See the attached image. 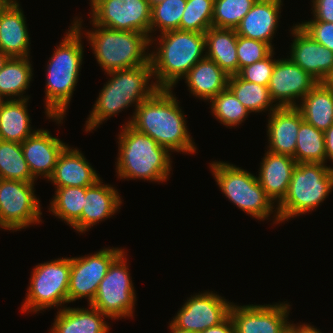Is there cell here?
<instances>
[{
  "instance_id": "obj_10",
  "label": "cell",
  "mask_w": 333,
  "mask_h": 333,
  "mask_svg": "<svg viewBox=\"0 0 333 333\" xmlns=\"http://www.w3.org/2000/svg\"><path fill=\"white\" fill-rule=\"evenodd\" d=\"M125 249L112 261L99 283L94 300L89 304L109 319L133 317L136 290L127 266Z\"/></svg>"
},
{
  "instance_id": "obj_29",
  "label": "cell",
  "mask_w": 333,
  "mask_h": 333,
  "mask_svg": "<svg viewBox=\"0 0 333 333\" xmlns=\"http://www.w3.org/2000/svg\"><path fill=\"white\" fill-rule=\"evenodd\" d=\"M296 108L307 123L325 132L333 124V89L318 82Z\"/></svg>"
},
{
  "instance_id": "obj_21",
  "label": "cell",
  "mask_w": 333,
  "mask_h": 333,
  "mask_svg": "<svg viewBox=\"0 0 333 333\" xmlns=\"http://www.w3.org/2000/svg\"><path fill=\"white\" fill-rule=\"evenodd\" d=\"M282 0H257L235 29L237 35L268 43L272 40L280 19Z\"/></svg>"
},
{
  "instance_id": "obj_25",
  "label": "cell",
  "mask_w": 333,
  "mask_h": 333,
  "mask_svg": "<svg viewBox=\"0 0 333 333\" xmlns=\"http://www.w3.org/2000/svg\"><path fill=\"white\" fill-rule=\"evenodd\" d=\"M192 96L210 101L228 86L229 75L213 60L205 57L182 78Z\"/></svg>"
},
{
  "instance_id": "obj_44",
  "label": "cell",
  "mask_w": 333,
  "mask_h": 333,
  "mask_svg": "<svg viewBox=\"0 0 333 333\" xmlns=\"http://www.w3.org/2000/svg\"><path fill=\"white\" fill-rule=\"evenodd\" d=\"M326 162L331 160L333 163V124L324 132Z\"/></svg>"
},
{
  "instance_id": "obj_15",
  "label": "cell",
  "mask_w": 333,
  "mask_h": 333,
  "mask_svg": "<svg viewBox=\"0 0 333 333\" xmlns=\"http://www.w3.org/2000/svg\"><path fill=\"white\" fill-rule=\"evenodd\" d=\"M290 305L276 303L266 305L247 304L231 306L230 317L235 333H288Z\"/></svg>"
},
{
  "instance_id": "obj_20",
  "label": "cell",
  "mask_w": 333,
  "mask_h": 333,
  "mask_svg": "<svg viewBox=\"0 0 333 333\" xmlns=\"http://www.w3.org/2000/svg\"><path fill=\"white\" fill-rule=\"evenodd\" d=\"M268 115L267 151L295 159L298 131L304 120L300 111L296 107H278Z\"/></svg>"
},
{
  "instance_id": "obj_39",
  "label": "cell",
  "mask_w": 333,
  "mask_h": 333,
  "mask_svg": "<svg viewBox=\"0 0 333 333\" xmlns=\"http://www.w3.org/2000/svg\"><path fill=\"white\" fill-rule=\"evenodd\" d=\"M273 51L274 48L268 43L238 35L237 57L239 61V70L245 66L263 60Z\"/></svg>"
},
{
  "instance_id": "obj_45",
  "label": "cell",
  "mask_w": 333,
  "mask_h": 333,
  "mask_svg": "<svg viewBox=\"0 0 333 333\" xmlns=\"http://www.w3.org/2000/svg\"><path fill=\"white\" fill-rule=\"evenodd\" d=\"M288 333H322L321 331H319V329H317V327L315 328L313 325L311 326V324H300L296 325V324H290L289 326V330Z\"/></svg>"
},
{
  "instance_id": "obj_7",
  "label": "cell",
  "mask_w": 333,
  "mask_h": 333,
  "mask_svg": "<svg viewBox=\"0 0 333 333\" xmlns=\"http://www.w3.org/2000/svg\"><path fill=\"white\" fill-rule=\"evenodd\" d=\"M333 190V167L322 163H297L288 191L276 205L280 223L314 211Z\"/></svg>"
},
{
  "instance_id": "obj_13",
  "label": "cell",
  "mask_w": 333,
  "mask_h": 333,
  "mask_svg": "<svg viewBox=\"0 0 333 333\" xmlns=\"http://www.w3.org/2000/svg\"><path fill=\"white\" fill-rule=\"evenodd\" d=\"M123 248H103L93 255L72 257L68 288V304L85 298L90 304L109 265Z\"/></svg>"
},
{
  "instance_id": "obj_42",
  "label": "cell",
  "mask_w": 333,
  "mask_h": 333,
  "mask_svg": "<svg viewBox=\"0 0 333 333\" xmlns=\"http://www.w3.org/2000/svg\"><path fill=\"white\" fill-rule=\"evenodd\" d=\"M313 18L310 21L333 23V0H312Z\"/></svg>"
},
{
  "instance_id": "obj_3",
  "label": "cell",
  "mask_w": 333,
  "mask_h": 333,
  "mask_svg": "<svg viewBox=\"0 0 333 333\" xmlns=\"http://www.w3.org/2000/svg\"><path fill=\"white\" fill-rule=\"evenodd\" d=\"M111 76L104 84L85 123V131L92 132L105 120L134 104L150 98L159 88L153 78L152 63L107 73ZM151 80V84H149Z\"/></svg>"
},
{
  "instance_id": "obj_9",
  "label": "cell",
  "mask_w": 333,
  "mask_h": 333,
  "mask_svg": "<svg viewBox=\"0 0 333 333\" xmlns=\"http://www.w3.org/2000/svg\"><path fill=\"white\" fill-rule=\"evenodd\" d=\"M71 257L39 263L32 271L21 312L44 311L68 303ZM63 304V305H62Z\"/></svg>"
},
{
  "instance_id": "obj_30",
  "label": "cell",
  "mask_w": 333,
  "mask_h": 333,
  "mask_svg": "<svg viewBox=\"0 0 333 333\" xmlns=\"http://www.w3.org/2000/svg\"><path fill=\"white\" fill-rule=\"evenodd\" d=\"M30 57H10L0 70V98L2 100L30 99L23 94L29 88L33 76ZM16 97V98H14Z\"/></svg>"
},
{
  "instance_id": "obj_1",
  "label": "cell",
  "mask_w": 333,
  "mask_h": 333,
  "mask_svg": "<svg viewBox=\"0 0 333 333\" xmlns=\"http://www.w3.org/2000/svg\"><path fill=\"white\" fill-rule=\"evenodd\" d=\"M172 89H158L140 103L126 122L171 152L196 153L186 118ZM175 96V97H174Z\"/></svg>"
},
{
  "instance_id": "obj_37",
  "label": "cell",
  "mask_w": 333,
  "mask_h": 333,
  "mask_svg": "<svg viewBox=\"0 0 333 333\" xmlns=\"http://www.w3.org/2000/svg\"><path fill=\"white\" fill-rule=\"evenodd\" d=\"M187 0H164L151 6L150 34L157 29L162 33L180 30V20Z\"/></svg>"
},
{
  "instance_id": "obj_24",
  "label": "cell",
  "mask_w": 333,
  "mask_h": 333,
  "mask_svg": "<svg viewBox=\"0 0 333 333\" xmlns=\"http://www.w3.org/2000/svg\"><path fill=\"white\" fill-rule=\"evenodd\" d=\"M297 162L292 156L267 151L260 162L258 182L275 204L286 196Z\"/></svg>"
},
{
  "instance_id": "obj_49",
  "label": "cell",
  "mask_w": 333,
  "mask_h": 333,
  "mask_svg": "<svg viewBox=\"0 0 333 333\" xmlns=\"http://www.w3.org/2000/svg\"><path fill=\"white\" fill-rule=\"evenodd\" d=\"M13 0H0V15Z\"/></svg>"
},
{
  "instance_id": "obj_40",
  "label": "cell",
  "mask_w": 333,
  "mask_h": 333,
  "mask_svg": "<svg viewBox=\"0 0 333 333\" xmlns=\"http://www.w3.org/2000/svg\"><path fill=\"white\" fill-rule=\"evenodd\" d=\"M274 53L273 51L263 60L241 68L237 75L247 82H253L268 87L277 60L275 58L273 59Z\"/></svg>"
},
{
  "instance_id": "obj_2",
  "label": "cell",
  "mask_w": 333,
  "mask_h": 333,
  "mask_svg": "<svg viewBox=\"0 0 333 333\" xmlns=\"http://www.w3.org/2000/svg\"><path fill=\"white\" fill-rule=\"evenodd\" d=\"M69 28L46 67L45 113L57 124L66 117L84 55L83 34L73 24Z\"/></svg>"
},
{
  "instance_id": "obj_38",
  "label": "cell",
  "mask_w": 333,
  "mask_h": 333,
  "mask_svg": "<svg viewBox=\"0 0 333 333\" xmlns=\"http://www.w3.org/2000/svg\"><path fill=\"white\" fill-rule=\"evenodd\" d=\"M214 0H187L180 30L205 33L212 27Z\"/></svg>"
},
{
  "instance_id": "obj_36",
  "label": "cell",
  "mask_w": 333,
  "mask_h": 333,
  "mask_svg": "<svg viewBox=\"0 0 333 333\" xmlns=\"http://www.w3.org/2000/svg\"><path fill=\"white\" fill-rule=\"evenodd\" d=\"M257 0H214L212 27L236 29Z\"/></svg>"
},
{
  "instance_id": "obj_6",
  "label": "cell",
  "mask_w": 333,
  "mask_h": 333,
  "mask_svg": "<svg viewBox=\"0 0 333 333\" xmlns=\"http://www.w3.org/2000/svg\"><path fill=\"white\" fill-rule=\"evenodd\" d=\"M82 18L73 20V24L88 39L99 66L104 73L148 64L151 46L148 35L136 31H120L98 26L92 21V30L83 32ZM148 47V48H147Z\"/></svg>"
},
{
  "instance_id": "obj_47",
  "label": "cell",
  "mask_w": 333,
  "mask_h": 333,
  "mask_svg": "<svg viewBox=\"0 0 333 333\" xmlns=\"http://www.w3.org/2000/svg\"><path fill=\"white\" fill-rule=\"evenodd\" d=\"M169 329H170L171 333H199V332L187 331V330L175 328L171 323L169 324Z\"/></svg>"
},
{
  "instance_id": "obj_4",
  "label": "cell",
  "mask_w": 333,
  "mask_h": 333,
  "mask_svg": "<svg viewBox=\"0 0 333 333\" xmlns=\"http://www.w3.org/2000/svg\"><path fill=\"white\" fill-rule=\"evenodd\" d=\"M121 127L115 164L117 178L166 182L172 169L169 151L130 124Z\"/></svg>"
},
{
  "instance_id": "obj_22",
  "label": "cell",
  "mask_w": 333,
  "mask_h": 333,
  "mask_svg": "<svg viewBox=\"0 0 333 333\" xmlns=\"http://www.w3.org/2000/svg\"><path fill=\"white\" fill-rule=\"evenodd\" d=\"M99 179L100 175L83 153L67 144L59 155L54 173L48 181H51L55 187H89Z\"/></svg>"
},
{
  "instance_id": "obj_18",
  "label": "cell",
  "mask_w": 333,
  "mask_h": 333,
  "mask_svg": "<svg viewBox=\"0 0 333 333\" xmlns=\"http://www.w3.org/2000/svg\"><path fill=\"white\" fill-rule=\"evenodd\" d=\"M67 145L59 138L51 135L50 131H37L21 143L25 160L32 176L49 179L54 173L57 160Z\"/></svg>"
},
{
  "instance_id": "obj_32",
  "label": "cell",
  "mask_w": 333,
  "mask_h": 333,
  "mask_svg": "<svg viewBox=\"0 0 333 333\" xmlns=\"http://www.w3.org/2000/svg\"><path fill=\"white\" fill-rule=\"evenodd\" d=\"M85 192L86 187H55L49 212L72 227L81 218Z\"/></svg>"
},
{
  "instance_id": "obj_17",
  "label": "cell",
  "mask_w": 333,
  "mask_h": 333,
  "mask_svg": "<svg viewBox=\"0 0 333 333\" xmlns=\"http://www.w3.org/2000/svg\"><path fill=\"white\" fill-rule=\"evenodd\" d=\"M291 34L294 39L288 58L322 82L333 69V52L313 40L297 24L292 26Z\"/></svg>"
},
{
  "instance_id": "obj_16",
  "label": "cell",
  "mask_w": 333,
  "mask_h": 333,
  "mask_svg": "<svg viewBox=\"0 0 333 333\" xmlns=\"http://www.w3.org/2000/svg\"><path fill=\"white\" fill-rule=\"evenodd\" d=\"M318 83L289 58L277 59L268 89L278 107H296L303 97Z\"/></svg>"
},
{
  "instance_id": "obj_48",
  "label": "cell",
  "mask_w": 333,
  "mask_h": 333,
  "mask_svg": "<svg viewBox=\"0 0 333 333\" xmlns=\"http://www.w3.org/2000/svg\"><path fill=\"white\" fill-rule=\"evenodd\" d=\"M10 57L0 50V70L4 67Z\"/></svg>"
},
{
  "instance_id": "obj_51",
  "label": "cell",
  "mask_w": 333,
  "mask_h": 333,
  "mask_svg": "<svg viewBox=\"0 0 333 333\" xmlns=\"http://www.w3.org/2000/svg\"><path fill=\"white\" fill-rule=\"evenodd\" d=\"M98 0H90V6L92 7Z\"/></svg>"
},
{
  "instance_id": "obj_23",
  "label": "cell",
  "mask_w": 333,
  "mask_h": 333,
  "mask_svg": "<svg viewBox=\"0 0 333 333\" xmlns=\"http://www.w3.org/2000/svg\"><path fill=\"white\" fill-rule=\"evenodd\" d=\"M13 0L0 15V50L9 57H30V37L26 17Z\"/></svg>"
},
{
  "instance_id": "obj_11",
  "label": "cell",
  "mask_w": 333,
  "mask_h": 333,
  "mask_svg": "<svg viewBox=\"0 0 333 333\" xmlns=\"http://www.w3.org/2000/svg\"><path fill=\"white\" fill-rule=\"evenodd\" d=\"M34 185L20 180H1L0 229L19 231L42 222Z\"/></svg>"
},
{
  "instance_id": "obj_27",
  "label": "cell",
  "mask_w": 333,
  "mask_h": 333,
  "mask_svg": "<svg viewBox=\"0 0 333 333\" xmlns=\"http://www.w3.org/2000/svg\"><path fill=\"white\" fill-rule=\"evenodd\" d=\"M237 40L235 29L211 27L205 32L206 57L216 62L229 76L239 72Z\"/></svg>"
},
{
  "instance_id": "obj_12",
  "label": "cell",
  "mask_w": 333,
  "mask_h": 333,
  "mask_svg": "<svg viewBox=\"0 0 333 333\" xmlns=\"http://www.w3.org/2000/svg\"><path fill=\"white\" fill-rule=\"evenodd\" d=\"M91 21L120 31L150 35L151 6L148 0H98L91 7Z\"/></svg>"
},
{
  "instance_id": "obj_41",
  "label": "cell",
  "mask_w": 333,
  "mask_h": 333,
  "mask_svg": "<svg viewBox=\"0 0 333 333\" xmlns=\"http://www.w3.org/2000/svg\"><path fill=\"white\" fill-rule=\"evenodd\" d=\"M313 40L333 52V23L306 21L297 24Z\"/></svg>"
},
{
  "instance_id": "obj_33",
  "label": "cell",
  "mask_w": 333,
  "mask_h": 333,
  "mask_svg": "<svg viewBox=\"0 0 333 333\" xmlns=\"http://www.w3.org/2000/svg\"><path fill=\"white\" fill-rule=\"evenodd\" d=\"M297 163H326L324 132L305 120L301 122L295 148Z\"/></svg>"
},
{
  "instance_id": "obj_35",
  "label": "cell",
  "mask_w": 333,
  "mask_h": 333,
  "mask_svg": "<svg viewBox=\"0 0 333 333\" xmlns=\"http://www.w3.org/2000/svg\"><path fill=\"white\" fill-rule=\"evenodd\" d=\"M210 102L211 113L226 127L232 128L241 124L250 114L228 87Z\"/></svg>"
},
{
  "instance_id": "obj_19",
  "label": "cell",
  "mask_w": 333,
  "mask_h": 333,
  "mask_svg": "<svg viewBox=\"0 0 333 333\" xmlns=\"http://www.w3.org/2000/svg\"><path fill=\"white\" fill-rule=\"evenodd\" d=\"M102 181L99 179L86 187L81 218L72 226L77 232L85 233L97 223L112 217L122 205L118 190Z\"/></svg>"
},
{
  "instance_id": "obj_28",
  "label": "cell",
  "mask_w": 333,
  "mask_h": 333,
  "mask_svg": "<svg viewBox=\"0 0 333 333\" xmlns=\"http://www.w3.org/2000/svg\"><path fill=\"white\" fill-rule=\"evenodd\" d=\"M29 99L1 100L0 139L22 143L37 130H32L28 113Z\"/></svg>"
},
{
  "instance_id": "obj_34",
  "label": "cell",
  "mask_w": 333,
  "mask_h": 333,
  "mask_svg": "<svg viewBox=\"0 0 333 333\" xmlns=\"http://www.w3.org/2000/svg\"><path fill=\"white\" fill-rule=\"evenodd\" d=\"M0 177L5 180H20L34 183L21 143L0 139Z\"/></svg>"
},
{
  "instance_id": "obj_8",
  "label": "cell",
  "mask_w": 333,
  "mask_h": 333,
  "mask_svg": "<svg viewBox=\"0 0 333 333\" xmlns=\"http://www.w3.org/2000/svg\"><path fill=\"white\" fill-rule=\"evenodd\" d=\"M210 168L217 185L229 201L260 221L268 220L274 214L273 224H280L276 204L266 195L257 176L223 161H213Z\"/></svg>"
},
{
  "instance_id": "obj_31",
  "label": "cell",
  "mask_w": 333,
  "mask_h": 333,
  "mask_svg": "<svg viewBox=\"0 0 333 333\" xmlns=\"http://www.w3.org/2000/svg\"><path fill=\"white\" fill-rule=\"evenodd\" d=\"M227 87L250 113L268 110L271 113L278 108L276 104H273L274 101L267 86L247 82L235 74L229 76Z\"/></svg>"
},
{
  "instance_id": "obj_26",
  "label": "cell",
  "mask_w": 333,
  "mask_h": 333,
  "mask_svg": "<svg viewBox=\"0 0 333 333\" xmlns=\"http://www.w3.org/2000/svg\"><path fill=\"white\" fill-rule=\"evenodd\" d=\"M57 310L49 333H109L110 331L109 324L104 320L109 318L92 306L86 309L64 305L61 310Z\"/></svg>"
},
{
  "instance_id": "obj_46",
  "label": "cell",
  "mask_w": 333,
  "mask_h": 333,
  "mask_svg": "<svg viewBox=\"0 0 333 333\" xmlns=\"http://www.w3.org/2000/svg\"><path fill=\"white\" fill-rule=\"evenodd\" d=\"M322 83L328 87L333 89V69L330 71V73L326 76V78L322 81Z\"/></svg>"
},
{
  "instance_id": "obj_14",
  "label": "cell",
  "mask_w": 333,
  "mask_h": 333,
  "mask_svg": "<svg viewBox=\"0 0 333 333\" xmlns=\"http://www.w3.org/2000/svg\"><path fill=\"white\" fill-rule=\"evenodd\" d=\"M213 291L191 295L170 323L178 329L203 332L230 316L232 302Z\"/></svg>"
},
{
  "instance_id": "obj_43",
  "label": "cell",
  "mask_w": 333,
  "mask_h": 333,
  "mask_svg": "<svg viewBox=\"0 0 333 333\" xmlns=\"http://www.w3.org/2000/svg\"><path fill=\"white\" fill-rule=\"evenodd\" d=\"M201 333H235V327L232 318L229 316L219 325L210 327Z\"/></svg>"
},
{
  "instance_id": "obj_5",
  "label": "cell",
  "mask_w": 333,
  "mask_h": 333,
  "mask_svg": "<svg viewBox=\"0 0 333 333\" xmlns=\"http://www.w3.org/2000/svg\"><path fill=\"white\" fill-rule=\"evenodd\" d=\"M161 36V37H160ZM151 38L158 48L150 50L153 79L159 89H172L187 72L206 57L205 33L173 30ZM155 51V52H154Z\"/></svg>"
},
{
  "instance_id": "obj_50",
  "label": "cell",
  "mask_w": 333,
  "mask_h": 333,
  "mask_svg": "<svg viewBox=\"0 0 333 333\" xmlns=\"http://www.w3.org/2000/svg\"><path fill=\"white\" fill-rule=\"evenodd\" d=\"M148 1H149L150 6H154V5H157L161 2H163L164 0H148Z\"/></svg>"
}]
</instances>
